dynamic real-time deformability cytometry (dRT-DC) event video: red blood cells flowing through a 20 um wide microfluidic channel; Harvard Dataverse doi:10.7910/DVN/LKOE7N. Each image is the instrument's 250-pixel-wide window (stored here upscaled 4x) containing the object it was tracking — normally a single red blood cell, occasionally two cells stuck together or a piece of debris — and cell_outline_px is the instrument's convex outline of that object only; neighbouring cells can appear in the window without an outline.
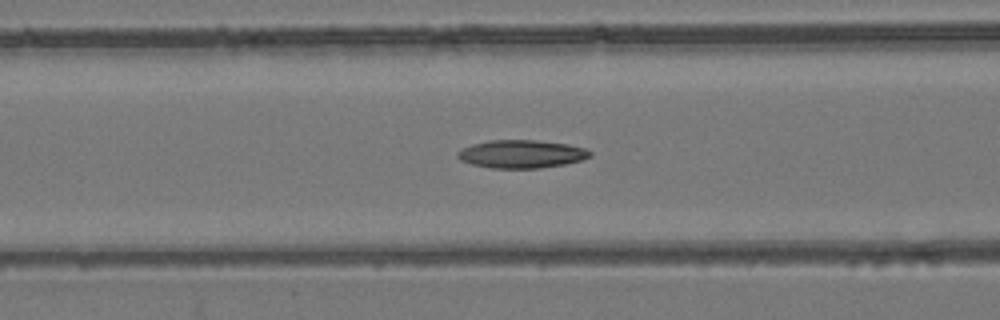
{"species": "common noctule bat (a hibernating species)", "species_latin": "Nyctalus noctula", "temperature_condition": "room temperature", "stored_images_in_passage": 44, "camera_frame_rate_fps": 3000, "um_per_image_px": 0.085, "animal": {"sex": "female", "body_mass_g": 24.6, "forearm_length_mm": 56.2}, "frame": {"image": 1, "passage_image": 20, "time_ms": 6.333, "image_size_px": [1000, 320], "cell_outline_px": [[592, 156], [584, 160], [564, 164], [540, 168], [492, 168], [472, 164], [460, 160], [456, 156], [456, 152], [460, 148], [472, 144], [488, 140], [536, 140], [568, 144], [584, 148], [592, 152]], "centroid_in_image_um": [44.31, 13.09], "position_along_channel_um": 122.3, "area_um2": 21.85}}
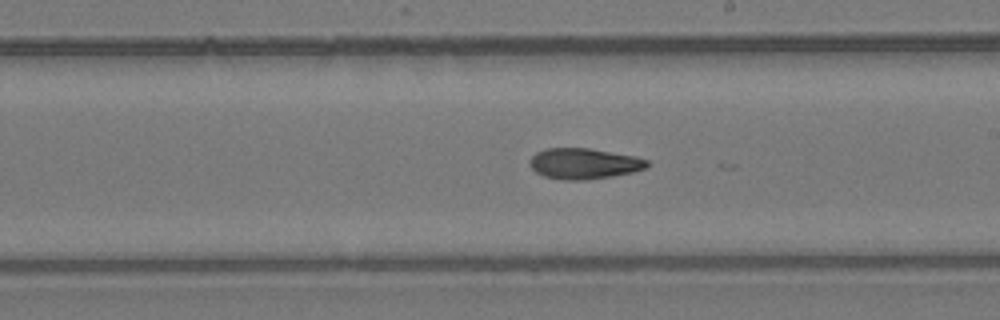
{"frame": {"image": 2, "passage_image": 29, "time_ms": 9.333, "image_size_px": [1000, 320], "cell_outline_px": [[648, 168], [632, 172], [612, 176], [584, 180], [560, 180], [544, 176], [536, 172], [528, 164], [532, 156], [536, 152], [548, 148], [588, 148], [636, 156], [648, 160]], "centroid_in_image_um": [49.63, 13.91], "position_along_channel_um": 239.4, "area_um2": 21.1}}
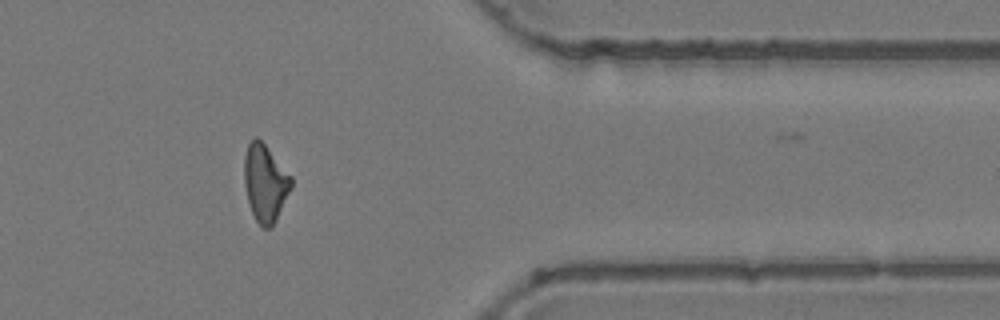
{"frame": {"image": 3, "passage_image": 42, "time_ms": 13.667, "image_size_px": [1000, 320], "cell_outline_px": [[292, 188], [276, 220], [268, 228], [264, 228], [256, 220], [252, 212], [248, 200], [244, 184], [244, 156], [248, 144], [256, 136], [264, 144], [292, 176]], "centroid_in_image_um": [22.54, 15.54], "position_along_channel_um": 388.9, "area_um2": 20.92}, "authors_computed_cell_mechanics": {"area_um2": 21.1837, "velocity_mm_per_s": 3.8977, "shape_relaxation_time_tau1_ms": null, "shape_relaxation_time_tau2_ms": 9.67, "deformation_change_tau1": null, "deformation_change_tau2": 0.2014}}